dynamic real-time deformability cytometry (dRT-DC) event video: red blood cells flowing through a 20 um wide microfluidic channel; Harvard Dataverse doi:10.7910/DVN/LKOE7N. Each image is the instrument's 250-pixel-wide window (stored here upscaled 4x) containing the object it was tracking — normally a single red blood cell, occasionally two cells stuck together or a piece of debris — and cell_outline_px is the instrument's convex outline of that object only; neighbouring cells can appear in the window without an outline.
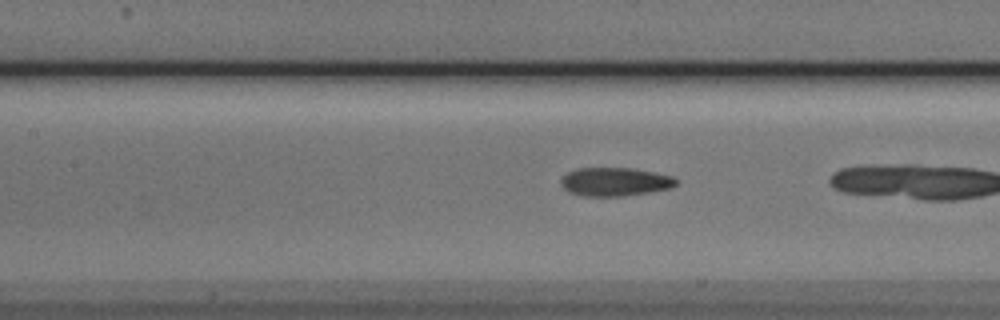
{"species": "Egyptian fruit bat (a non-hibernating species)", "species_latin": "Rousettus aegyptiacus", "temperature_condition": "cold", "stored_images_in_passage": 26, "camera_frame_rate_fps": 3000, "um_per_image_px": 0.085, "animal": {"sex": "male"}, "frame": {"image": 1, "passage_image": 22, "time_ms": 7.0, "image_size_px": [1000, 320], "cell_outline_px": [[676, 184], [672, 188], [648, 192], [620, 196], [584, 196], [568, 192], [560, 184], [560, 180], [568, 172], [576, 168], [632, 168], [672, 176], [676, 180]], "centroid_in_image_um": [52.23, 15.45], "position_along_channel_um": 155.2, "area_um2": 19.02}}